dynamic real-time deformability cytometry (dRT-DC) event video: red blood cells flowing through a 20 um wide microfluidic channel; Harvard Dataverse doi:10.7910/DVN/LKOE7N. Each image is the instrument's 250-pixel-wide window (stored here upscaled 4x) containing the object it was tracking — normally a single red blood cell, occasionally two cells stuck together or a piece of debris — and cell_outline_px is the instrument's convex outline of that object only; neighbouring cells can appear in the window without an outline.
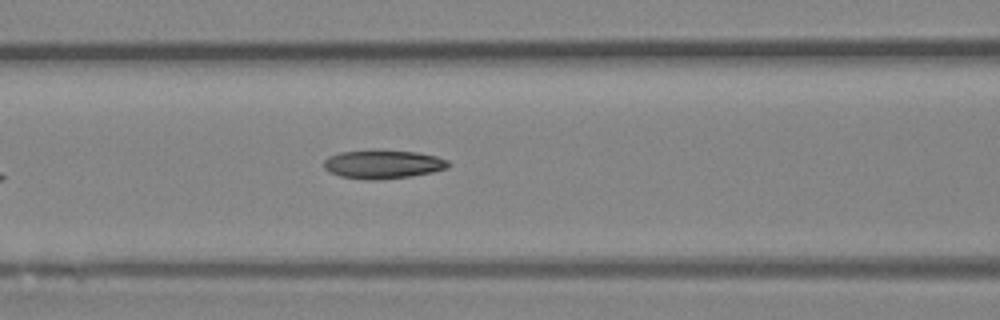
{"species": "Egyptian fruit bat (a non-hibernating species)", "species_latin": "Rousettus aegyptiacus", "temperature_condition": "room temperature", "stored_images_in_passage": 6, "camera_frame_rate_fps": 3000, "um_per_image_px": 0.085, "animal": {"sex": "female"}, "frame": {"image": 1, "passage_image": 6, "time_ms": 1.667, "image_size_px": [1000, 320], "cell_outline_px": [[448, 168], [432, 172], [412, 176], [376, 180], [364, 180], [340, 176], [328, 172], [324, 168], [324, 160], [328, 156], [340, 152], [376, 148], [416, 152], [436, 156], [448, 160]], "centroid_in_image_um": [32.51, 13.94], "position_along_channel_um": 134.1, "area_um2": 21.33}}